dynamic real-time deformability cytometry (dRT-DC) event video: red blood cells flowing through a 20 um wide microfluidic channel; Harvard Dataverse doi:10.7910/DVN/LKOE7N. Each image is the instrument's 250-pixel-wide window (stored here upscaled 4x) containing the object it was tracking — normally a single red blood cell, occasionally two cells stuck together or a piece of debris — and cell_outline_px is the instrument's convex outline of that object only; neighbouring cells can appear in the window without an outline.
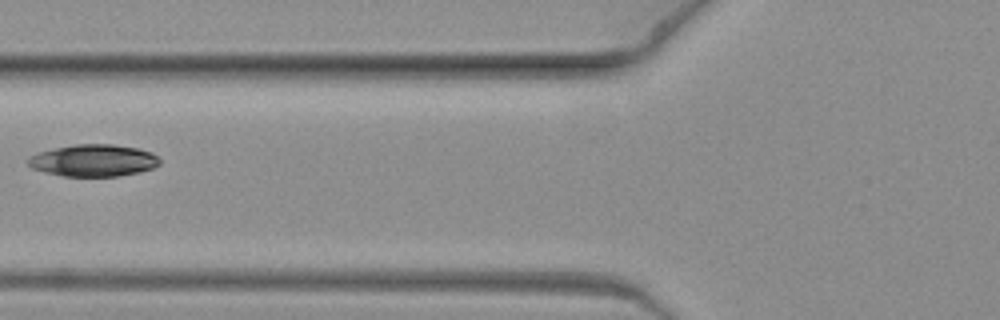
{"species": "common noctule bat (a hibernating species)", "species_latin": "Nyctalus noctula", "temperature_condition": "warm", "stored_images_in_passage": 9, "camera_frame_rate_fps": 3000, "um_per_image_px": 0.085, "animal": {"sex": "female", "body_mass_g": 19.3, "forearm_length_mm": 54.1}, "frame": {"image": 1, "passage_image": 7, "time_ms": 2.0, "image_size_px": [1000, 320], "cell_outline_px": [[160, 164], [152, 168], [140, 172], [120, 176], [64, 176], [44, 172], [32, 168], [28, 164], [28, 156], [40, 152], [56, 148], [76, 144], [112, 144], [136, 148], [152, 152], [160, 160]], "centroid_in_image_um": [7.95, 13.64], "position_along_channel_um": 117.8, "area_um2": 24.45}}
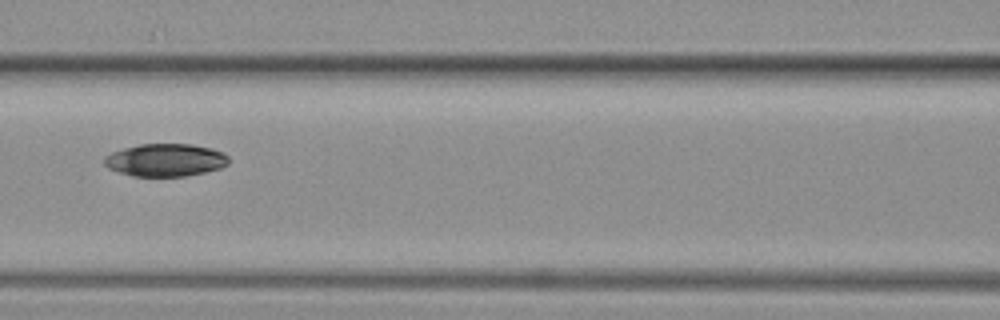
{"frame": {"image": 2, "passage_image": 8, "time_ms": 2.333, "image_size_px": [1000, 320], "cell_outline_px": [[228, 164], [220, 168], [204, 172], [184, 176], [132, 176], [108, 168], [104, 164], [104, 156], [112, 152], [124, 148], [140, 144], [192, 144], [212, 148], [224, 152], [228, 156]], "centroid_in_image_um": [14.07, 13.6], "position_along_channel_um": 152.5, "area_um2": 23.7}}